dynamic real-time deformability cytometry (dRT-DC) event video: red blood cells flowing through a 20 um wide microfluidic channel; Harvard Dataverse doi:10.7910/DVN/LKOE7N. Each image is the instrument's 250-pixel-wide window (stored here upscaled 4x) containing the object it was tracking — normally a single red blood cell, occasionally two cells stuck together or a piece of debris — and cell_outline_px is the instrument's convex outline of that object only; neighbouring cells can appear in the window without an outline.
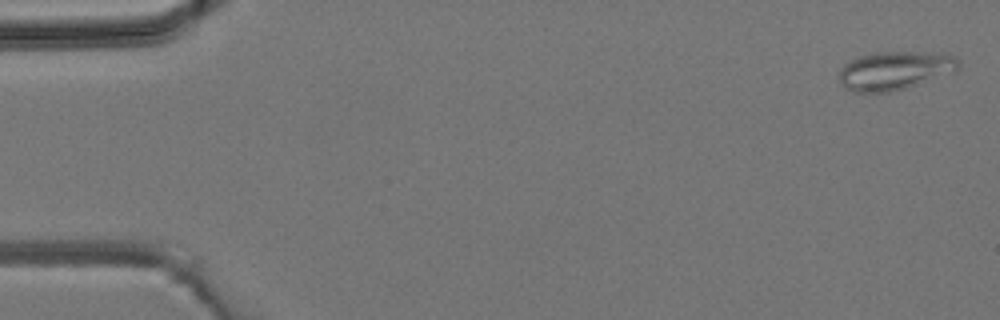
{"species": "common noctule bat (a hibernating species)", "species_latin": "Nyctalus noctula", "temperature_condition": "room temperature", "stored_images_in_passage": 5, "camera_frame_rate_fps": 3000, "um_per_image_px": 0.085, "animal": {"sex": "male", "body_mass_g": 19.2, "forearm_length_mm": 51.8}, "frame": {"image": 1, "passage_image": 1, "time_ms": 0.0, "image_size_px": [1000, 320], "cell_outline_px": [[960, 68], [956, 72], [904, 88], [888, 92], [852, 92], [844, 88], [840, 84], [840, 68], [844, 64], [860, 56], [876, 52], [912, 52], [956, 56], [960, 60]], "centroid_in_image_um": [76.05, 6.01], "position_along_channel_um": 8.9, "area_um2": 26.65}}